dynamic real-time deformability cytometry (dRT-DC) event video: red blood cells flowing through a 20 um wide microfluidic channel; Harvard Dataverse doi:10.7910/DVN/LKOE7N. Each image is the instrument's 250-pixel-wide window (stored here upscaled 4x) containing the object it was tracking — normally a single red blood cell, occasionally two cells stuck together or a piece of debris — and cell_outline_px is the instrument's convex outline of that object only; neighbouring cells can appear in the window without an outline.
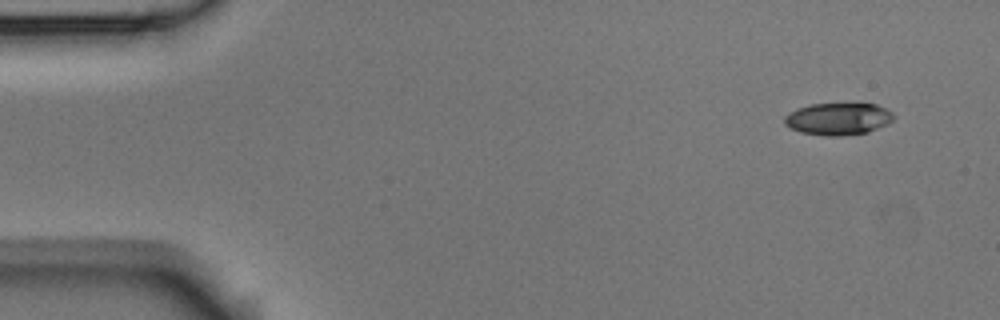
{"species": "Egyptian fruit bat (a non-hibernating species)", "species_latin": "Rousettus aegyptiacus", "temperature_condition": "room temperature", "stored_images_in_passage": 53, "camera_frame_rate_fps": 3000, "um_per_image_px": 0.085, "animal": {"sex": "male"}, "frame": {"image": 1, "passage_image": 1, "time_ms": 0.0, "image_size_px": [1000, 320], "cell_outline_px": [[896, 116], [888, 124], [868, 132], [840, 136], [828, 136], [800, 132], [784, 124], [784, 116], [796, 108], [812, 104], [876, 104], [892, 112]], "centroid_in_image_um": [71.25, 10.11], "position_along_channel_um": 13.8, "area_um2": 20.4}}
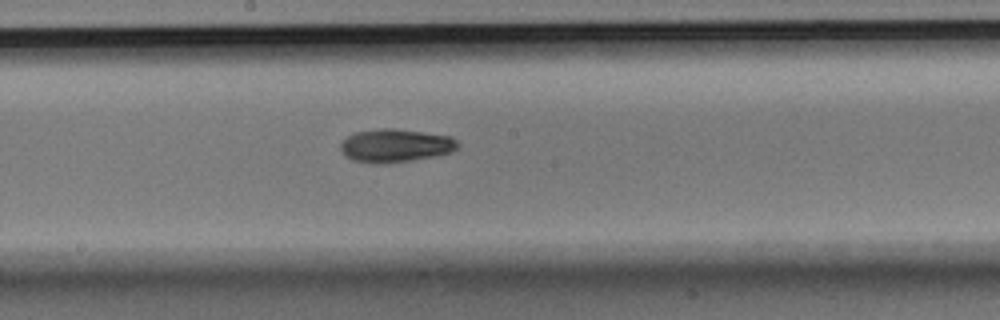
{"frame": {"image": 2, "passage_image": 27, "time_ms": 8.667, "image_size_px": [1000, 320], "cell_outline_px": [[460, 144], [452, 152], [436, 156], [388, 164], [372, 164], [352, 160], [340, 148], [340, 144], [348, 136], [356, 132], [380, 128], [396, 128], [452, 136]], "centroid_in_image_um": [33.64, 12.38], "position_along_channel_um": 214.6, "area_um2": 22.89}}
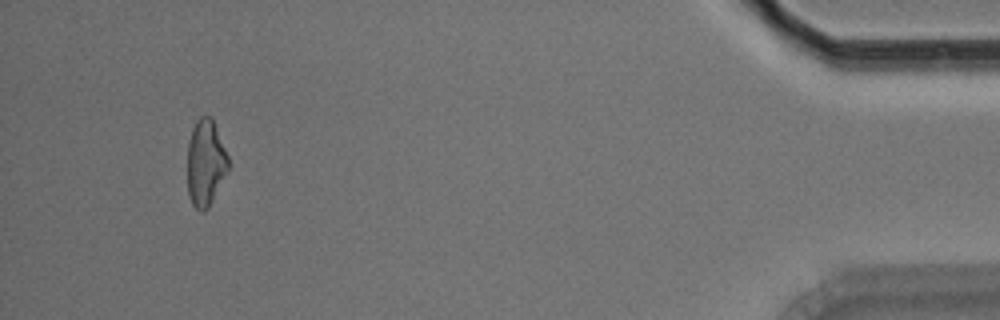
{"frame": {"image": 3, "passage_image": 50, "time_ms": 16.333, "image_size_px": [1000, 320], "cell_outline_px": [[228, 172], [208, 208], [204, 212], [200, 212], [192, 204], [188, 192], [188, 144], [192, 128], [196, 120], [200, 116], [208, 116], [212, 120], [228, 156]], "centroid_in_image_um": [17.46, 13.88], "position_along_channel_um": 417.7, "area_um2": 20.4}, "authors_computed_cell_mechanics": {"area_um2": 21.5016, "velocity_mm_per_s": 3.5763, "shape_relaxation_time_tau1_ms": 4.9371, "shape_relaxation_time_tau2_ms": 3.8666, "deformation_change_tau1": 0.1452, "deformation_change_tau2": 0.1019}}